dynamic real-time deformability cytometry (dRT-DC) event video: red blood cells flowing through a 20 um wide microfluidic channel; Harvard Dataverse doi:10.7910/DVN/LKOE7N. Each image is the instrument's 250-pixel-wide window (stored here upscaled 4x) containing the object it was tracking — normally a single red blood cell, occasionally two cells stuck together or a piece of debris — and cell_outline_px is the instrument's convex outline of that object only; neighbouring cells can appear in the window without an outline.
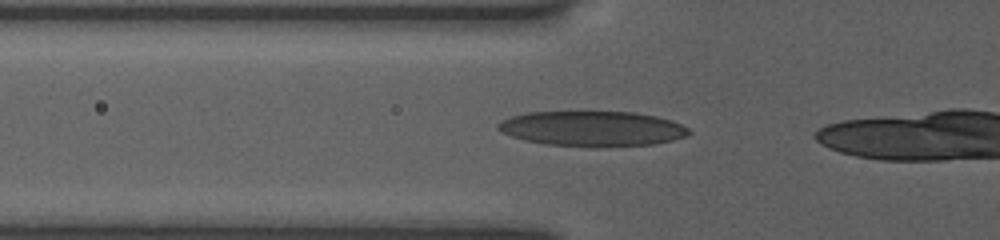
{"species": "human", "species_latin": "Homo sapiens", "temperature_condition": "room temperature", "stored_images_in_passage": 23, "camera_frame_rate_fps": 3000, "um_per_image_px": 0.085, "donor": {"sex": "female"}, "frame": {"image": 1, "passage_image": 14, "time_ms": 4.333, "image_size_px": [1000, 240], "cell_outline_px": [[692, 132], [684, 136], [672, 140], [652, 144], [596, 148], [592, 148], [548, 144], [524, 140], [512, 136], [496, 128], [496, 124], [500, 120], [512, 116], [528, 112], [632, 112], [656, 116], [672, 120], [688, 128]], "centroid_in_image_um": [50.33, 10.94], "position_along_channel_um": 75.5, "area_um2": 39.25}}
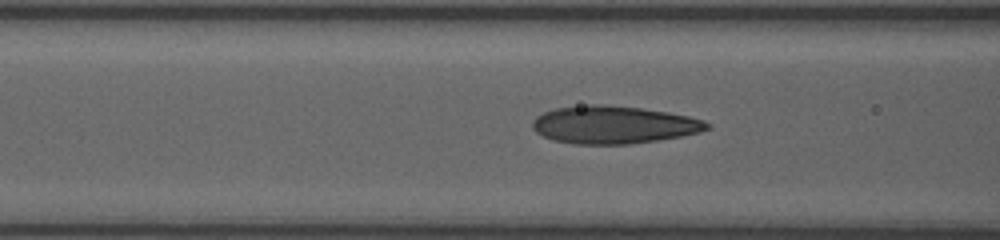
{"frame": {"image": 2, "passage_image": 17, "time_ms": 5.333, "image_size_px": [1000, 240], "cell_outline_px": [[712, 128], [700, 132], [680, 136], [656, 140], [628, 144], [576, 144], [552, 140], [536, 132], [532, 128], [532, 120], [536, 116], [544, 112], [556, 108], [588, 104], [600, 104], [640, 108], [668, 112], [688, 116], [704, 120], [712, 124]], "centroid_in_image_um": [52.16, 10.6], "position_along_channel_um": 114.4, "area_um2": 38.38}}
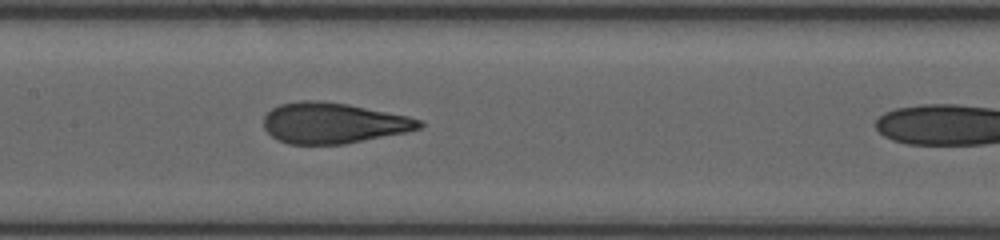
{"frame": {"image": 3, "passage_image": 22, "time_ms": 7.0, "image_size_px": [1000, 240], "cell_outline_px": [[424, 124], [420, 128], [404, 132], [344, 144], [288, 144], [276, 140], [264, 128], [264, 116], [272, 108], [280, 104], [300, 100], [316, 100], [348, 104], [408, 116], [420, 120]], "centroid_in_image_um": [28.28, 10.45], "position_along_channel_um": 179.1, "area_um2": 36.76}}